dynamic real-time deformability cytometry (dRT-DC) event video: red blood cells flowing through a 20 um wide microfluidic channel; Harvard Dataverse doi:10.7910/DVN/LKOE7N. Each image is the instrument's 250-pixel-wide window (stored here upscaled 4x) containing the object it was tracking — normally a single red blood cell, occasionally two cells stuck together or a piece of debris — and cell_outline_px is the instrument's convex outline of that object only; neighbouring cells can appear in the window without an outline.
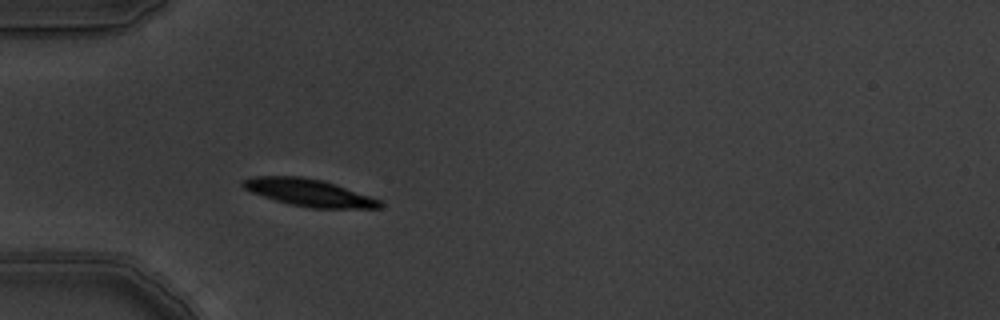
{"species": "common noctule bat (a hibernating species)", "species_latin": "Nyctalus noctula", "temperature_condition": "warm", "stored_images_in_passage": 2, "camera_frame_rate_fps": 3000, "um_per_image_px": 0.085, "animal": {"sex": "male", "body_mass_g": 19.5, "forearm_length_mm": 54.6}, "frame": {"image": 1, "passage_image": 2, "time_ms": 0.333, "image_size_px": [1000, 320], "cell_outline_px": [[384, 204], [380, 208], [312, 208], [292, 204], [276, 200], [252, 192], [244, 188], [240, 184], [240, 180], [252, 176], [304, 176], [324, 180], [380, 200]], "centroid_in_image_um": [26.23, 16.35], "position_along_channel_um": 58.8, "area_um2": 21.62}}